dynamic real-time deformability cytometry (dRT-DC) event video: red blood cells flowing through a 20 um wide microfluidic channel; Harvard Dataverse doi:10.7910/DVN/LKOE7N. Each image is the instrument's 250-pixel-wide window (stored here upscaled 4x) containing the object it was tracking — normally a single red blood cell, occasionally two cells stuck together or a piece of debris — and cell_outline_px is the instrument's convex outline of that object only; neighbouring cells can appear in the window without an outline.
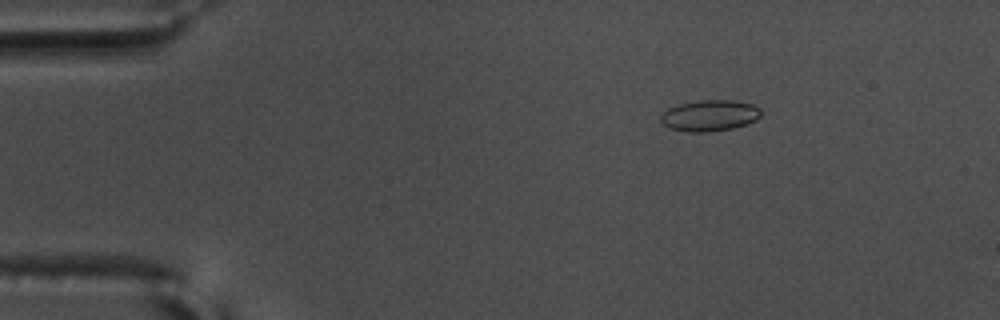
{"species": "common noctule bat (a hibernating species)", "species_latin": "Nyctalus noctula", "temperature_condition": "warm", "stored_images_in_passage": 50, "camera_frame_rate_fps": 3000, "um_per_image_px": 0.085, "animal": {"sex": "male", "body_mass_g": 17.5, "forearm_length_mm": 52.3}, "frame": {"image": 1, "passage_image": 2, "time_ms": 0.333, "image_size_px": [1000, 320], "cell_outline_px": [[760, 116], [756, 120], [732, 128], [708, 132], [688, 132], [668, 128], [660, 120], [660, 116], [668, 108], [676, 104], [700, 100], [732, 100], [752, 104], [760, 108]], "centroid_in_image_um": [60.28, 9.82], "position_along_channel_um": 24.7, "area_um2": 18.21}}
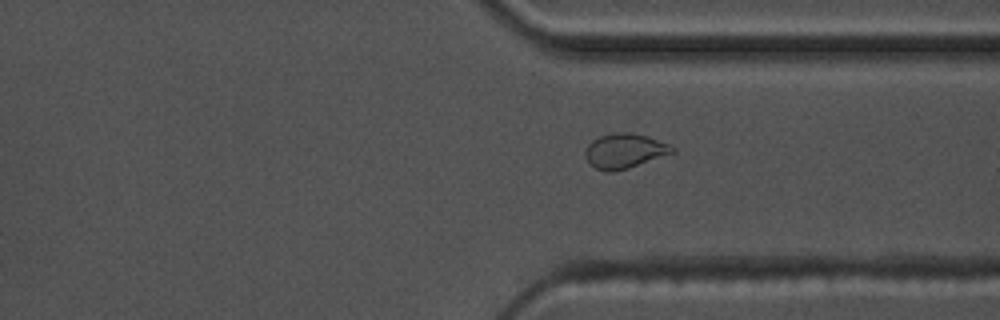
{"frame": {"image": 2, "passage_image": 36, "time_ms": 11.667, "image_size_px": [1000, 320], "cell_outline_px": [[676, 152], [628, 168], [612, 172], [608, 172], [596, 168], [588, 164], [584, 156], [584, 152], [588, 144], [592, 140], [600, 136], [612, 132], [632, 132], [648, 136], [672, 144], [676, 148]], "centroid_in_image_um": [53.1, 12.81], "position_along_channel_um": 358.3, "area_um2": 18.03}, "authors_computed_cell_mechanics": {"area_um2": 17.34, "velocity_mm_per_s": 3.5944, "shape_relaxation_time_tau1_ms": null, "shape_relaxation_time_tau2_ms": 1.4, "deformation_change_tau1": null, "deformation_change_tau2": 0.0488}}